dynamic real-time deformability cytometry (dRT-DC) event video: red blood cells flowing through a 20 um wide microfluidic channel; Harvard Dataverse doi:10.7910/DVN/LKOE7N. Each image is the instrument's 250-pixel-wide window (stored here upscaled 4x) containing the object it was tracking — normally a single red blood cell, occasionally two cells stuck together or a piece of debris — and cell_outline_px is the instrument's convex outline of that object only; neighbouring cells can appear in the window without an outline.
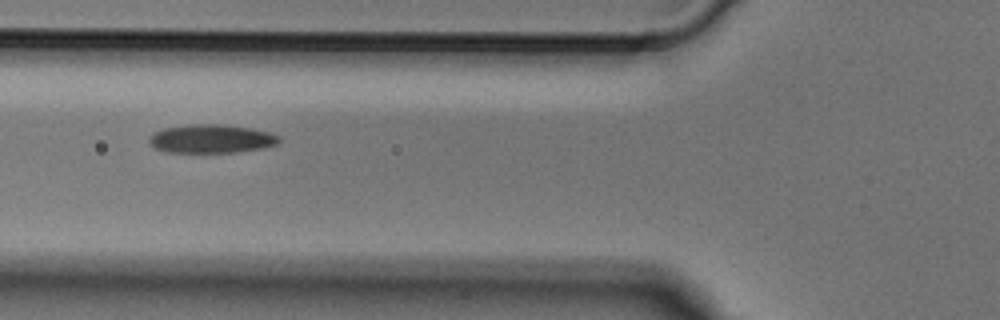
{"species": "Egyptian fruit bat (a non-hibernating species)", "species_latin": "Rousettus aegyptiacus", "temperature_condition": "cold", "stored_images_in_passage": 3, "camera_frame_rate_fps": 3000, "um_per_image_px": 0.085, "animal": {"sex": "male"}, "frame": {"image": 1, "passage_image": 3, "time_ms": 0.667, "image_size_px": [1000, 320], "cell_outline_px": [[280, 144], [264, 148], [236, 152], [168, 152], [156, 148], [148, 140], [148, 136], [152, 132], [164, 128], [192, 124], [220, 124], [252, 128], [268, 132], [280, 136]], "centroid_in_image_um": [17.99, 11.79], "position_along_channel_um": 107.8, "area_um2": 21.73}}